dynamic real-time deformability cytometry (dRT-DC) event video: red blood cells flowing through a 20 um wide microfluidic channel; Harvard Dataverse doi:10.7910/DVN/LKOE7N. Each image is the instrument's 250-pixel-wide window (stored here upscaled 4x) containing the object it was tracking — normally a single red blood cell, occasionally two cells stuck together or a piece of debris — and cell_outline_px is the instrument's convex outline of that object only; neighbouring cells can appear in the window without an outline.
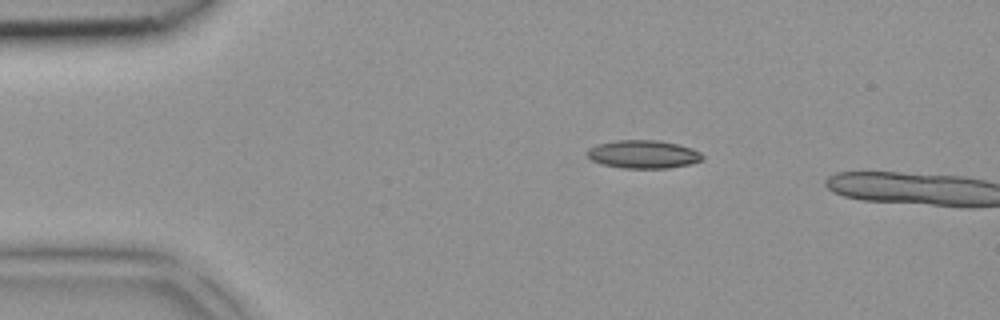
{"species": "common noctule bat (a hibernating species)", "species_latin": "Nyctalus noctula", "temperature_condition": "room temperature", "stored_images_in_passage": 2, "camera_frame_rate_fps": 3000, "um_per_image_px": 0.085, "animal": {"sex": "female", "body_mass_g": 18.4}, "frame": {"image": 1, "passage_image": 1, "time_ms": 0.0, "image_size_px": [1000, 320], "cell_outline_px": [[704, 160], [692, 164], [668, 168], [624, 168], [600, 164], [592, 160], [588, 156], [588, 148], [596, 144], [616, 140], [656, 140], [676, 144], [692, 148], [700, 152], [704, 156]], "centroid_in_image_um": [54.7, 13.12], "position_along_channel_um": 30.3, "area_um2": 19.02}}